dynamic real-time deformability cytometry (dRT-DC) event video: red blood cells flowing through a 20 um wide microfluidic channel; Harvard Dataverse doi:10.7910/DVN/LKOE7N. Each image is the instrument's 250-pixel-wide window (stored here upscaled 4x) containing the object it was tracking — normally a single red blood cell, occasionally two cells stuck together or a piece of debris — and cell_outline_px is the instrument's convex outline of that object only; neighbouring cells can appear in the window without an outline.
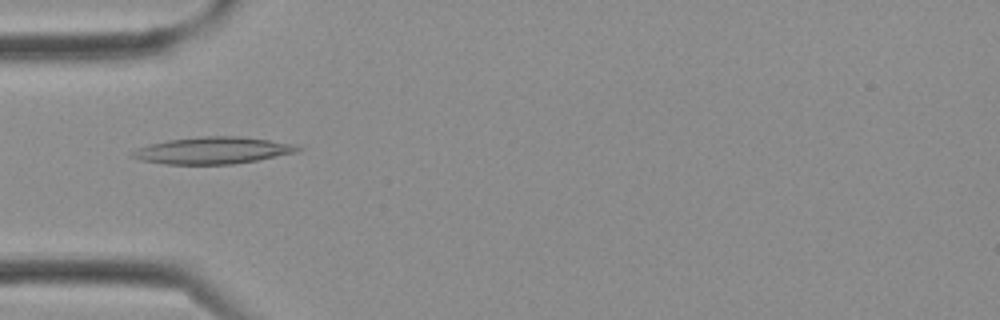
{"species": "Egyptian fruit bat (a non-hibernating species)", "species_latin": "Rousettus aegyptiacus", "temperature_condition": "cold", "stored_images_in_passage": 2, "camera_frame_rate_fps": 3000, "um_per_image_px": 0.085, "frame": {"image": 1, "passage_image": 2, "time_ms": 0.333, "image_size_px": [1000, 320], "cell_outline_px": [[304, 148], [296, 152], [256, 160], [232, 164], [164, 164], [140, 160], [132, 156], [132, 152], [148, 144], [168, 140], [200, 136], [240, 136], [296, 144]], "centroid_in_image_um": [18.1, 12.78], "position_along_channel_um": 66.9, "area_um2": 25.72}}